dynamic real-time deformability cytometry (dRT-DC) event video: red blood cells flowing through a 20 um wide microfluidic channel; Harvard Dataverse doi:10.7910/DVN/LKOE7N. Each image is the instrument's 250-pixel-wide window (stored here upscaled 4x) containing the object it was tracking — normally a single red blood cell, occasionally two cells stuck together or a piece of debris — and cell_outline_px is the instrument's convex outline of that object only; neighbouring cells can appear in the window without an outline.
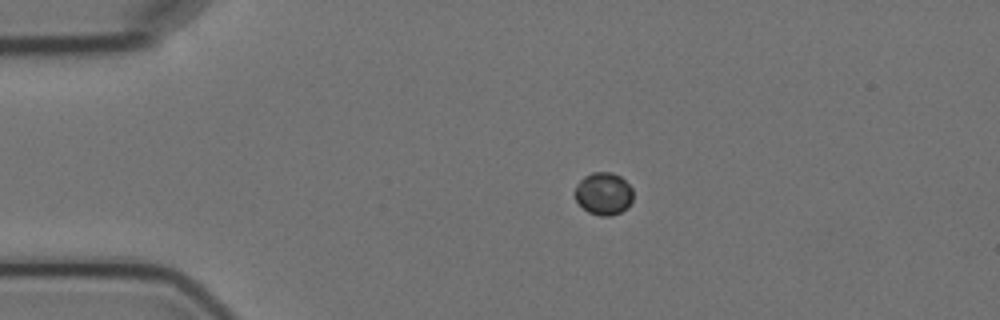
{"species": "Egyptian fruit bat (a non-hibernating species)", "species_latin": "Rousettus aegyptiacus", "temperature_condition": "cold", "stored_images_in_passage": 4, "camera_frame_rate_fps": 3000, "um_per_image_px": 0.085, "animal": {"sex": "female"}, "frame": {"image": 1, "passage_image": 3, "time_ms": 2.333, "image_size_px": [1000, 320], "cell_outline_px": [[632, 200], [628, 208], [620, 212], [608, 216], [600, 216], [588, 212], [576, 200], [576, 184], [584, 176], [592, 172], [612, 172], [620, 176], [632, 188]], "centroid_in_image_um": [51.31, 16.45], "position_along_channel_um": 33.7, "area_um2": 14.33}}